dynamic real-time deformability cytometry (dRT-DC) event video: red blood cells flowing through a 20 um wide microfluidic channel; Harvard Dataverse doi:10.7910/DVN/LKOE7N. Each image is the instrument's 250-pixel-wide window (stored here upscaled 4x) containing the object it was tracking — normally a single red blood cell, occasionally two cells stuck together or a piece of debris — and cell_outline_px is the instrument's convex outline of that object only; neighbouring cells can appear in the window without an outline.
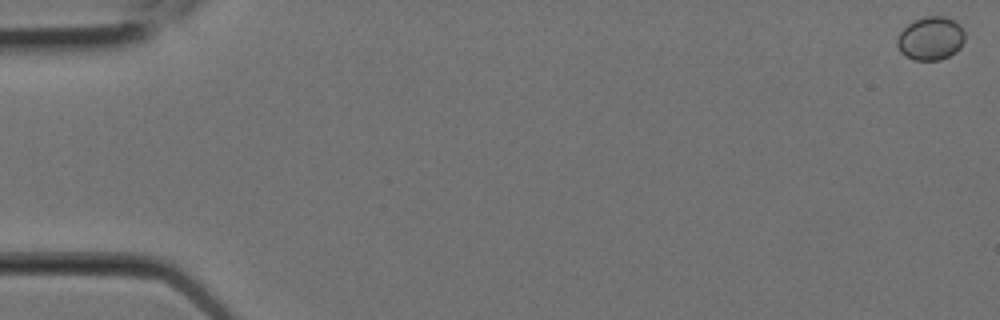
{"species": "Egyptian fruit bat (a non-hibernating species)", "species_latin": "Rousettus aegyptiacus", "temperature_condition": "room temperature", "stored_images_in_passage": 8, "camera_frame_rate_fps": 3000, "um_per_image_px": 0.085, "animal": {"sex": "female"}, "frame": {"image": 1, "passage_image": 1, "time_ms": 0.0, "image_size_px": [1000, 320], "cell_outline_px": [[964, 40], [960, 48], [956, 52], [940, 60], [912, 60], [904, 56], [900, 52], [896, 44], [896, 40], [900, 32], [912, 20], [924, 16], [944, 16], [960, 24], [964, 32]], "centroid_in_image_um": [79.08, 3.27], "position_along_channel_um": 5.9, "area_um2": 17.34}}